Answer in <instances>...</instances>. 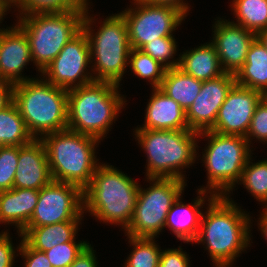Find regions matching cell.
Returning a JSON list of instances; mask_svg holds the SVG:
<instances>
[{"label":"cell","instance_id":"6da1fadb","mask_svg":"<svg viewBox=\"0 0 267 267\" xmlns=\"http://www.w3.org/2000/svg\"><path fill=\"white\" fill-rule=\"evenodd\" d=\"M229 196H214L202 212L192 243L205 244L214 267H231L251 246V216ZM251 241V242H250Z\"/></svg>","mask_w":267,"mask_h":267},{"label":"cell","instance_id":"7a4b0ae2","mask_svg":"<svg viewBox=\"0 0 267 267\" xmlns=\"http://www.w3.org/2000/svg\"><path fill=\"white\" fill-rule=\"evenodd\" d=\"M140 184L113 165L97 166L91 182L83 189V213L100 222L125 230L132 219Z\"/></svg>","mask_w":267,"mask_h":267},{"label":"cell","instance_id":"3957f363","mask_svg":"<svg viewBox=\"0 0 267 267\" xmlns=\"http://www.w3.org/2000/svg\"><path fill=\"white\" fill-rule=\"evenodd\" d=\"M119 86L93 81L69 89L67 129L103 140L127 105L125 96L119 94Z\"/></svg>","mask_w":267,"mask_h":267},{"label":"cell","instance_id":"277c9868","mask_svg":"<svg viewBox=\"0 0 267 267\" xmlns=\"http://www.w3.org/2000/svg\"><path fill=\"white\" fill-rule=\"evenodd\" d=\"M89 8L85 9L82 30L89 41L93 80L120 85L131 51L126 21L120 13L112 14L99 22L101 25L96 32L92 26L98 27L93 25L97 18L89 14Z\"/></svg>","mask_w":267,"mask_h":267},{"label":"cell","instance_id":"5b68a950","mask_svg":"<svg viewBox=\"0 0 267 267\" xmlns=\"http://www.w3.org/2000/svg\"><path fill=\"white\" fill-rule=\"evenodd\" d=\"M39 78L13 88V101L34 139L65 130L68 122V90Z\"/></svg>","mask_w":267,"mask_h":267},{"label":"cell","instance_id":"8992f818","mask_svg":"<svg viewBox=\"0 0 267 267\" xmlns=\"http://www.w3.org/2000/svg\"><path fill=\"white\" fill-rule=\"evenodd\" d=\"M135 141L147 155V178L186 181L183 170L195 163L199 133L193 130L135 129ZM185 167V168H184Z\"/></svg>","mask_w":267,"mask_h":267},{"label":"cell","instance_id":"52a82bcc","mask_svg":"<svg viewBox=\"0 0 267 267\" xmlns=\"http://www.w3.org/2000/svg\"><path fill=\"white\" fill-rule=\"evenodd\" d=\"M40 140L46 148L53 181L75 184L82 190L91 182L100 164L95 155L101 142L98 138L65 129Z\"/></svg>","mask_w":267,"mask_h":267},{"label":"cell","instance_id":"ba28073f","mask_svg":"<svg viewBox=\"0 0 267 267\" xmlns=\"http://www.w3.org/2000/svg\"><path fill=\"white\" fill-rule=\"evenodd\" d=\"M85 9L16 16V24L28 38L32 61L38 72L41 73L82 30Z\"/></svg>","mask_w":267,"mask_h":267},{"label":"cell","instance_id":"9c48e42d","mask_svg":"<svg viewBox=\"0 0 267 267\" xmlns=\"http://www.w3.org/2000/svg\"><path fill=\"white\" fill-rule=\"evenodd\" d=\"M206 138L202 161L207 173V185L200 190L214 196H230L239 182L252 150L245 137L220 134L211 130L199 133Z\"/></svg>","mask_w":267,"mask_h":267},{"label":"cell","instance_id":"30bf717a","mask_svg":"<svg viewBox=\"0 0 267 267\" xmlns=\"http://www.w3.org/2000/svg\"><path fill=\"white\" fill-rule=\"evenodd\" d=\"M149 187H141L125 236L156 238L165 229L167 214L184 193L186 181L175 178H147Z\"/></svg>","mask_w":267,"mask_h":267},{"label":"cell","instance_id":"8fae6325","mask_svg":"<svg viewBox=\"0 0 267 267\" xmlns=\"http://www.w3.org/2000/svg\"><path fill=\"white\" fill-rule=\"evenodd\" d=\"M131 3L134 7L131 5L120 12L126 21L131 49H140L160 37L174 36L173 31L187 17L173 6L153 5L143 0H133Z\"/></svg>","mask_w":267,"mask_h":267},{"label":"cell","instance_id":"7c38bea8","mask_svg":"<svg viewBox=\"0 0 267 267\" xmlns=\"http://www.w3.org/2000/svg\"><path fill=\"white\" fill-rule=\"evenodd\" d=\"M83 217V190L75 184L52 180L39 190L37 205L26 227L82 221Z\"/></svg>","mask_w":267,"mask_h":267},{"label":"cell","instance_id":"4fadbf2b","mask_svg":"<svg viewBox=\"0 0 267 267\" xmlns=\"http://www.w3.org/2000/svg\"><path fill=\"white\" fill-rule=\"evenodd\" d=\"M90 65L92 64L89 41L85 32L81 30L40 75L47 82L69 90L94 81Z\"/></svg>","mask_w":267,"mask_h":267},{"label":"cell","instance_id":"5bb4252c","mask_svg":"<svg viewBox=\"0 0 267 267\" xmlns=\"http://www.w3.org/2000/svg\"><path fill=\"white\" fill-rule=\"evenodd\" d=\"M263 97L261 92L235 83L210 130L225 135L246 137L255 108Z\"/></svg>","mask_w":267,"mask_h":267},{"label":"cell","instance_id":"9a60e30c","mask_svg":"<svg viewBox=\"0 0 267 267\" xmlns=\"http://www.w3.org/2000/svg\"><path fill=\"white\" fill-rule=\"evenodd\" d=\"M235 83V75L231 73H224L218 78L203 81L197 98L186 111L189 130L200 133L214 126L219 109Z\"/></svg>","mask_w":267,"mask_h":267},{"label":"cell","instance_id":"2e32d148","mask_svg":"<svg viewBox=\"0 0 267 267\" xmlns=\"http://www.w3.org/2000/svg\"><path fill=\"white\" fill-rule=\"evenodd\" d=\"M222 19L219 17L214 22L210 41L215 45L222 70L235 75L245 63L248 49L256 34L235 21Z\"/></svg>","mask_w":267,"mask_h":267},{"label":"cell","instance_id":"e0dca14e","mask_svg":"<svg viewBox=\"0 0 267 267\" xmlns=\"http://www.w3.org/2000/svg\"><path fill=\"white\" fill-rule=\"evenodd\" d=\"M32 62L29 41L25 32L16 24L0 32V78L12 84L34 79L22 72Z\"/></svg>","mask_w":267,"mask_h":267},{"label":"cell","instance_id":"ac0fdd59","mask_svg":"<svg viewBox=\"0 0 267 267\" xmlns=\"http://www.w3.org/2000/svg\"><path fill=\"white\" fill-rule=\"evenodd\" d=\"M51 181L52 176L44 143L40 139H34L28 145L19 146L13 188L40 190Z\"/></svg>","mask_w":267,"mask_h":267},{"label":"cell","instance_id":"d6986e66","mask_svg":"<svg viewBox=\"0 0 267 267\" xmlns=\"http://www.w3.org/2000/svg\"><path fill=\"white\" fill-rule=\"evenodd\" d=\"M144 124L136 129L189 130L186 112L160 88H152Z\"/></svg>","mask_w":267,"mask_h":267},{"label":"cell","instance_id":"ffe728a7","mask_svg":"<svg viewBox=\"0 0 267 267\" xmlns=\"http://www.w3.org/2000/svg\"><path fill=\"white\" fill-rule=\"evenodd\" d=\"M197 192L199 196L193 200L192 204L183 203L182 196H180L168 212L165 224V228L168 227L177 239L187 244L193 242L198 235L203 211L201 208L206 205V200L209 202L214 197L213 194L200 189Z\"/></svg>","mask_w":267,"mask_h":267},{"label":"cell","instance_id":"44dd1931","mask_svg":"<svg viewBox=\"0 0 267 267\" xmlns=\"http://www.w3.org/2000/svg\"><path fill=\"white\" fill-rule=\"evenodd\" d=\"M39 190L12 188L0 192V224H12L17 227V233L26 228L37 205Z\"/></svg>","mask_w":267,"mask_h":267},{"label":"cell","instance_id":"7402d4cb","mask_svg":"<svg viewBox=\"0 0 267 267\" xmlns=\"http://www.w3.org/2000/svg\"><path fill=\"white\" fill-rule=\"evenodd\" d=\"M177 68L200 81L212 80L225 73L221 68L215 45L211 41L179 54Z\"/></svg>","mask_w":267,"mask_h":267},{"label":"cell","instance_id":"603a6c76","mask_svg":"<svg viewBox=\"0 0 267 267\" xmlns=\"http://www.w3.org/2000/svg\"><path fill=\"white\" fill-rule=\"evenodd\" d=\"M235 81L267 96V49L257 37L248 49L245 63L235 74Z\"/></svg>","mask_w":267,"mask_h":267},{"label":"cell","instance_id":"cb8c5ba5","mask_svg":"<svg viewBox=\"0 0 267 267\" xmlns=\"http://www.w3.org/2000/svg\"><path fill=\"white\" fill-rule=\"evenodd\" d=\"M80 224L81 221H63L40 227H26L21 234L33 249L44 252L57 244L73 241Z\"/></svg>","mask_w":267,"mask_h":267},{"label":"cell","instance_id":"d4e9b609","mask_svg":"<svg viewBox=\"0 0 267 267\" xmlns=\"http://www.w3.org/2000/svg\"><path fill=\"white\" fill-rule=\"evenodd\" d=\"M203 81L187 75L179 68L166 69L160 89L186 112L197 98Z\"/></svg>","mask_w":267,"mask_h":267},{"label":"cell","instance_id":"484cf974","mask_svg":"<svg viewBox=\"0 0 267 267\" xmlns=\"http://www.w3.org/2000/svg\"><path fill=\"white\" fill-rule=\"evenodd\" d=\"M33 140L14 101L0 110V146H25Z\"/></svg>","mask_w":267,"mask_h":267},{"label":"cell","instance_id":"4316f807","mask_svg":"<svg viewBox=\"0 0 267 267\" xmlns=\"http://www.w3.org/2000/svg\"><path fill=\"white\" fill-rule=\"evenodd\" d=\"M236 24L256 35L267 28V0H232Z\"/></svg>","mask_w":267,"mask_h":267},{"label":"cell","instance_id":"83f0119b","mask_svg":"<svg viewBox=\"0 0 267 267\" xmlns=\"http://www.w3.org/2000/svg\"><path fill=\"white\" fill-rule=\"evenodd\" d=\"M127 238L133 249L123 267H159L162 250L154 238L133 236Z\"/></svg>","mask_w":267,"mask_h":267},{"label":"cell","instance_id":"f1b7e54d","mask_svg":"<svg viewBox=\"0 0 267 267\" xmlns=\"http://www.w3.org/2000/svg\"><path fill=\"white\" fill-rule=\"evenodd\" d=\"M250 156L246 162V165L242 171L241 178L238 185H244L247 192L262 205L267 204V159L259 162H252Z\"/></svg>","mask_w":267,"mask_h":267},{"label":"cell","instance_id":"f546056e","mask_svg":"<svg viewBox=\"0 0 267 267\" xmlns=\"http://www.w3.org/2000/svg\"><path fill=\"white\" fill-rule=\"evenodd\" d=\"M128 66L137 78L146 79L153 88H160L166 68L156 59L140 49H131Z\"/></svg>","mask_w":267,"mask_h":267},{"label":"cell","instance_id":"4dcf8cb0","mask_svg":"<svg viewBox=\"0 0 267 267\" xmlns=\"http://www.w3.org/2000/svg\"><path fill=\"white\" fill-rule=\"evenodd\" d=\"M89 0H19L15 5L19 15L35 13L69 12L86 8Z\"/></svg>","mask_w":267,"mask_h":267},{"label":"cell","instance_id":"1f68e13d","mask_svg":"<svg viewBox=\"0 0 267 267\" xmlns=\"http://www.w3.org/2000/svg\"><path fill=\"white\" fill-rule=\"evenodd\" d=\"M176 44L177 42L174 36H166L148 42L143 45L140 50L150 55L153 59H156L166 69H171L179 65V57L174 60V57L177 55Z\"/></svg>","mask_w":267,"mask_h":267},{"label":"cell","instance_id":"d6a6232c","mask_svg":"<svg viewBox=\"0 0 267 267\" xmlns=\"http://www.w3.org/2000/svg\"><path fill=\"white\" fill-rule=\"evenodd\" d=\"M78 242V243H77ZM73 241L57 244L51 249L44 251L52 267H69L89 244V241Z\"/></svg>","mask_w":267,"mask_h":267},{"label":"cell","instance_id":"836d02e7","mask_svg":"<svg viewBox=\"0 0 267 267\" xmlns=\"http://www.w3.org/2000/svg\"><path fill=\"white\" fill-rule=\"evenodd\" d=\"M19 146H0V192L13 188Z\"/></svg>","mask_w":267,"mask_h":267},{"label":"cell","instance_id":"e575fe53","mask_svg":"<svg viewBox=\"0 0 267 267\" xmlns=\"http://www.w3.org/2000/svg\"><path fill=\"white\" fill-rule=\"evenodd\" d=\"M245 138L249 146L252 144V139L267 143V96L257 104Z\"/></svg>","mask_w":267,"mask_h":267},{"label":"cell","instance_id":"d590c367","mask_svg":"<svg viewBox=\"0 0 267 267\" xmlns=\"http://www.w3.org/2000/svg\"><path fill=\"white\" fill-rule=\"evenodd\" d=\"M20 241L18 252L24 258V267H52L45 252L33 249L23 238Z\"/></svg>","mask_w":267,"mask_h":267},{"label":"cell","instance_id":"8d00e7d4","mask_svg":"<svg viewBox=\"0 0 267 267\" xmlns=\"http://www.w3.org/2000/svg\"><path fill=\"white\" fill-rule=\"evenodd\" d=\"M184 252L181 246L162 250L159 267H190V257Z\"/></svg>","mask_w":267,"mask_h":267},{"label":"cell","instance_id":"74e56055","mask_svg":"<svg viewBox=\"0 0 267 267\" xmlns=\"http://www.w3.org/2000/svg\"><path fill=\"white\" fill-rule=\"evenodd\" d=\"M9 234L7 230L0 233V267H14L15 257L19 255L15 254L19 251V246L17 245V248L13 246Z\"/></svg>","mask_w":267,"mask_h":267},{"label":"cell","instance_id":"f35d334b","mask_svg":"<svg viewBox=\"0 0 267 267\" xmlns=\"http://www.w3.org/2000/svg\"><path fill=\"white\" fill-rule=\"evenodd\" d=\"M96 251L89 243L69 267H98Z\"/></svg>","mask_w":267,"mask_h":267},{"label":"cell","instance_id":"ab89813d","mask_svg":"<svg viewBox=\"0 0 267 267\" xmlns=\"http://www.w3.org/2000/svg\"><path fill=\"white\" fill-rule=\"evenodd\" d=\"M14 84L7 81L0 82V110L7 107L13 101Z\"/></svg>","mask_w":267,"mask_h":267},{"label":"cell","instance_id":"60d3db41","mask_svg":"<svg viewBox=\"0 0 267 267\" xmlns=\"http://www.w3.org/2000/svg\"><path fill=\"white\" fill-rule=\"evenodd\" d=\"M144 2L148 4L153 5H169L176 7L180 11H182L186 16L189 13L190 7L189 4L184 2L185 0H143Z\"/></svg>","mask_w":267,"mask_h":267},{"label":"cell","instance_id":"b9f144b4","mask_svg":"<svg viewBox=\"0 0 267 267\" xmlns=\"http://www.w3.org/2000/svg\"><path fill=\"white\" fill-rule=\"evenodd\" d=\"M265 206L262 209V213L260 214V217L257 218L259 219L257 224H258V229L261 231L262 236L265 237V240H267V204L262 205Z\"/></svg>","mask_w":267,"mask_h":267},{"label":"cell","instance_id":"7bdbcfd3","mask_svg":"<svg viewBox=\"0 0 267 267\" xmlns=\"http://www.w3.org/2000/svg\"><path fill=\"white\" fill-rule=\"evenodd\" d=\"M13 5L8 1V0H0V23H2L1 21L4 19L5 15H7V11L11 10L10 8H12ZM10 27H7L6 29L0 28V32H3L4 30L9 29Z\"/></svg>","mask_w":267,"mask_h":267},{"label":"cell","instance_id":"ee69618b","mask_svg":"<svg viewBox=\"0 0 267 267\" xmlns=\"http://www.w3.org/2000/svg\"><path fill=\"white\" fill-rule=\"evenodd\" d=\"M256 37L262 42L267 49V28L256 35Z\"/></svg>","mask_w":267,"mask_h":267},{"label":"cell","instance_id":"f6af8a7d","mask_svg":"<svg viewBox=\"0 0 267 267\" xmlns=\"http://www.w3.org/2000/svg\"><path fill=\"white\" fill-rule=\"evenodd\" d=\"M13 6L19 1V0H8Z\"/></svg>","mask_w":267,"mask_h":267}]
</instances>
